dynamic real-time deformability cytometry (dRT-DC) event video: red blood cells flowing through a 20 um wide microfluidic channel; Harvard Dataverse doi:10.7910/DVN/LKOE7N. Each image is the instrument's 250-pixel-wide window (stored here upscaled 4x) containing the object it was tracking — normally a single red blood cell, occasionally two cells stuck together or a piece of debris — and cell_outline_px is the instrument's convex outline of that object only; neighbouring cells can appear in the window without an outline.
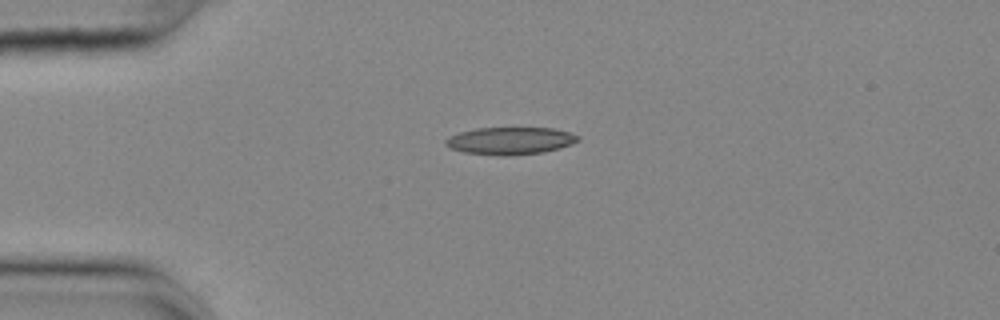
{"species": "common noctule bat (a hibernating species)", "species_latin": "Nyctalus noctula", "temperature_condition": "cold", "stored_images_in_passage": 42, "camera_frame_rate_fps": 3000, "um_per_image_px": 0.085, "animal": {"sex": "female", "body_mass_g": 25.1}, "frame": {"image": 1, "passage_image": 1, "time_ms": 0.0, "image_size_px": [1000, 320], "cell_outline_px": [[580, 140], [572, 144], [560, 148], [544, 152], [508, 156], [496, 156], [464, 152], [452, 148], [444, 144], [444, 140], [460, 132], [476, 128], [552, 128], [568, 132], [580, 136]], "centroid_in_image_um": [43.39, 11.97], "position_along_channel_um": 41.6, "area_um2": 21.15}}
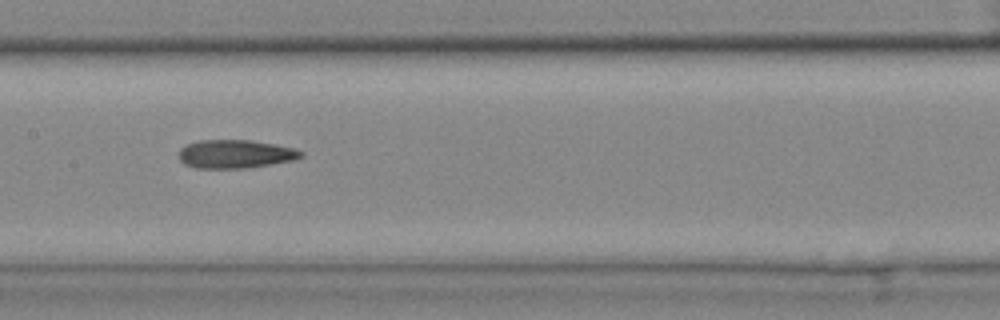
{"frame": {"image": 2, "passage_image": 15, "time_ms": 4.667, "image_size_px": [1000, 320], "cell_outline_px": [[304, 156], [292, 160], [244, 168], [196, 168], [184, 164], [180, 160], [180, 148], [188, 144], [200, 140], [252, 140], [292, 148], [304, 152]], "centroid_in_image_um": [19.98, 13.09], "position_along_channel_um": 187.4, "area_um2": 19.94}}
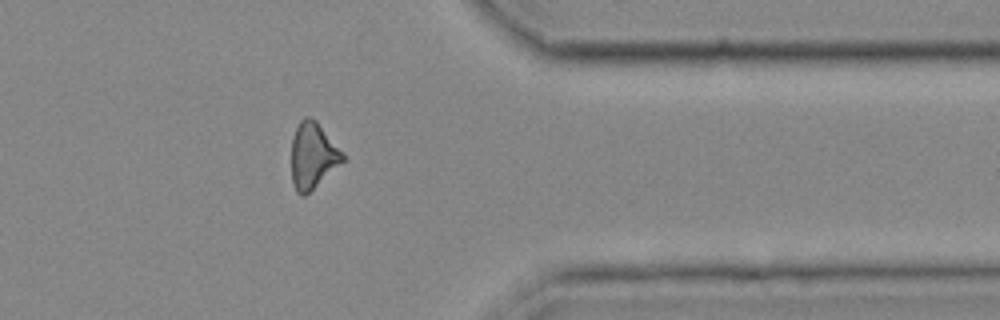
{"frame": {"image": 3, "passage_image": 32, "time_ms": 10.333, "image_size_px": [1000, 320], "cell_outline_px": [[344, 160], [304, 196], [300, 196], [296, 192], [292, 180], [292, 136], [300, 120], [304, 116], [308, 116], [316, 120], [344, 152]], "centroid_in_image_um": [26.58, 13.19], "position_along_channel_um": 384.8, "area_um2": 19.59}, "authors_computed_cell_mechanics": {"area_um2": 19.941, "velocity_mm_per_s": 3.6909, "shape_relaxation_time_tau1_ms": null, "shape_relaxation_time_tau2_ms": 2.5519, "deformation_change_tau1": null, "deformation_change_tau2": 0.1242}}